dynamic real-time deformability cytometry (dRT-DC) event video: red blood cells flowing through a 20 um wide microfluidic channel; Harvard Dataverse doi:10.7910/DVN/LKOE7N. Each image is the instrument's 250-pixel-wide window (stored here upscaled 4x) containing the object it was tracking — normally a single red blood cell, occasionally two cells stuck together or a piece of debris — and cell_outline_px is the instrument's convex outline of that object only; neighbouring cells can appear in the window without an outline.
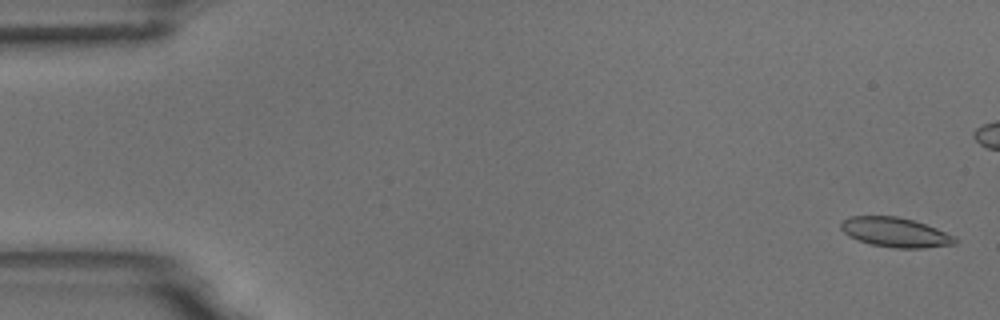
{"species": "common noctule bat (a hibernating species)", "species_latin": "Nyctalus noctula", "temperature_condition": "room temperature", "stored_images_in_passage": 10, "camera_frame_rate_fps": 3000, "um_per_image_px": 0.085, "animal": {"sex": "male", "body_mass_g": 18.8}, "frame": {"image": 1, "passage_image": 1, "time_ms": 0.0, "image_size_px": [1000, 320], "cell_outline_px": [[960, 240], [956, 244], [924, 248], [896, 248], [868, 244], [848, 236], [840, 228], [840, 224], [848, 216], [896, 216], [912, 220], [936, 228], [956, 236]], "centroid_in_image_um": [76.12, 19.76], "position_along_channel_um": 8.9, "area_um2": 19.83}}
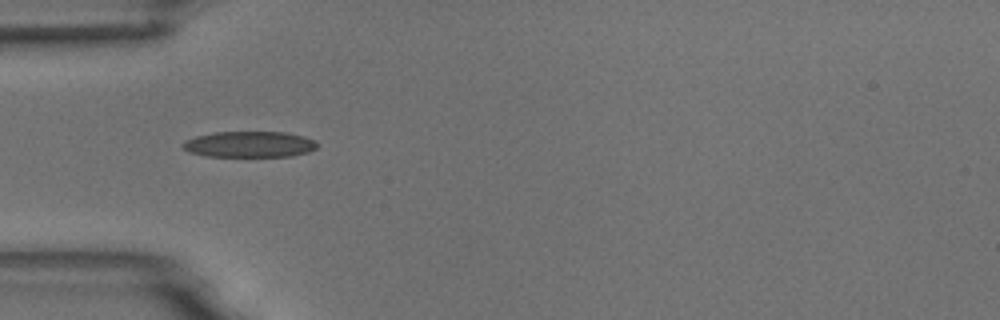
{"frame": {"image": 2, "passage_image": 6, "time_ms": 7.0, "image_size_px": [1000, 320], "cell_outline_px": [[316, 148], [308, 152], [292, 156], [204, 156], [188, 152], [180, 144], [184, 140], [196, 136], [216, 132], [288, 132], [304, 136], [316, 140]], "centroid_in_image_um": [21.19, 12.26], "position_along_channel_um": 63.8, "area_um2": 20.46}}
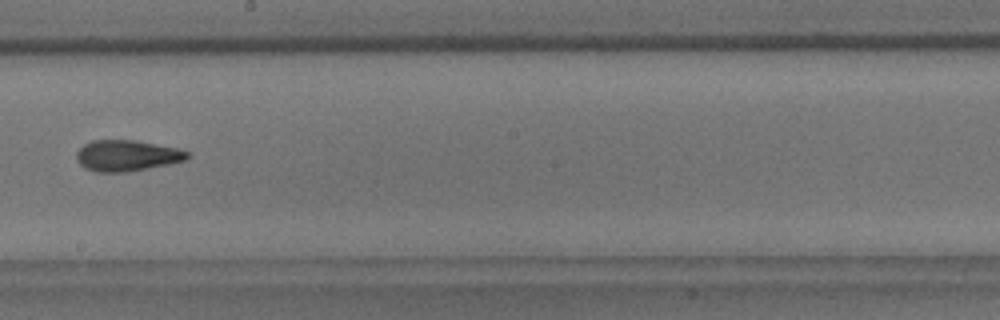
{"frame": {"image": 3, "passage_image": 10, "time_ms": 11.667, "image_size_px": [1000, 320], "cell_outline_px": [[188, 156], [184, 160], [168, 164], [148, 168], [124, 172], [96, 172], [84, 168], [80, 164], [76, 156], [76, 152], [84, 144], [92, 140], [132, 140], [176, 148], [188, 152]], "centroid_in_image_um": [10.72, 13.23], "position_along_channel_um": 237.5, "area_um2": 19.71}}